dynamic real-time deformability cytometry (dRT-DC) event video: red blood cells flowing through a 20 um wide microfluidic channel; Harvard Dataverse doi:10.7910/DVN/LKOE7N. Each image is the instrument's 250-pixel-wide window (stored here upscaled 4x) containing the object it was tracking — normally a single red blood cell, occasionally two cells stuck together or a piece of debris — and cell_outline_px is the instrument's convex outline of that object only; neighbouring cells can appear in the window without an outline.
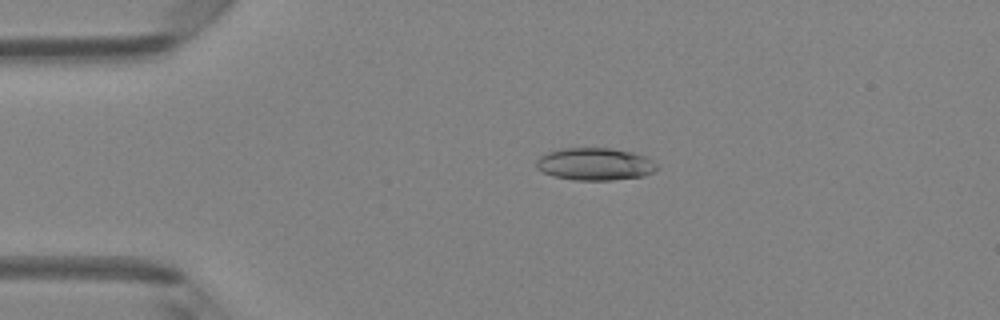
{"species": "Egyptian fruit bat (a non-hibernating species)", "species_latin": "Rousettus aegyptiacus", "temperature_condition": "room temperature", "stored_images_in_passage": 42, "camera_frame_rate_fps": 3000, "um_per_image_px": 0.085, "animal": {"sex": "female"}, "frame": {"image": 1, "passage_image": 4, "time_ms": 1.0, "image_size_px": [1000, 320], "cell_outline_px": [[660, 168], [656, 172], [644, 176], [612, 180], [576, 180], [552, 176], [536, 168], [536, 160], [540, 156], [548, 152], [564, 148], [612, 148], [632, 152], [648, 156]], "centroid_in_image_um": [50.62, 13.95], "position_along_channel_um": 34.4, "area_um2": 23.06}}
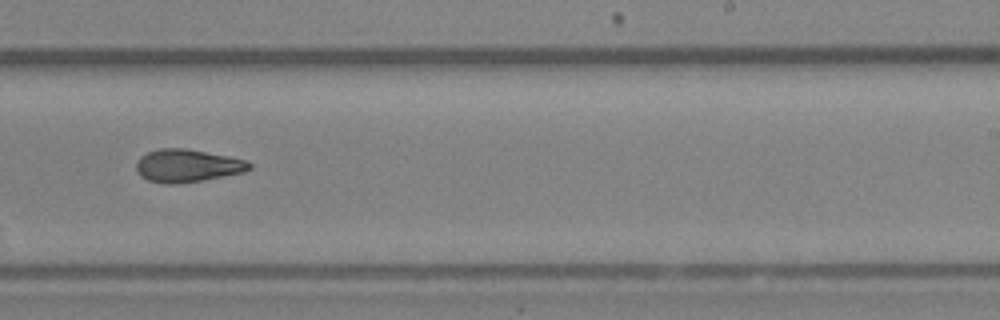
{"frame": {"image": 2, "passage_image": 24, "time_ms": 7.667, "image_size_px": [1000, 320], "cell_outline_px": [[252, 168], [244, 172], [204, 180], [180, 184], [164, 184], [148, 180], [140, 176], [136, 172], [136, 160], [140, 156], [148, 152], [160, 148], [184, 148], [228, 156], [248, 160], [252, 164]], "centroid_in_image_um": [15.91, 14.09], "position_along_channel_um": 273.1, "area_um2": 21.91}}
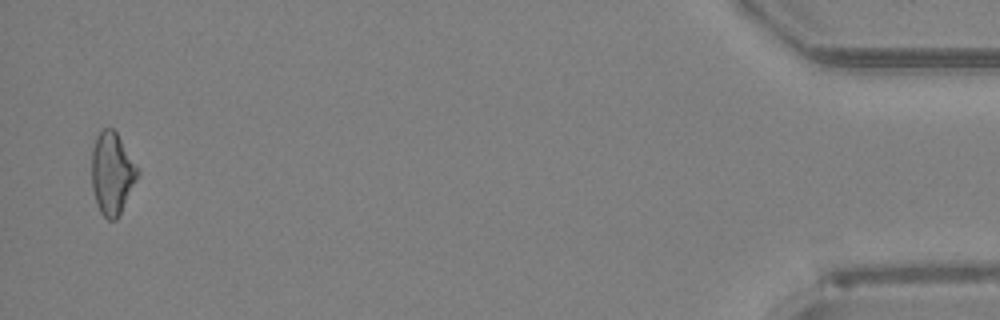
{"frame": {"image": 3, "passage_image": 41, "time_ms": 13.333, "image_size_px": [1000, 320], "cell_outline_px": [[140, 172], [116, 220], [108, 220], [100, 212], [96, 204], [92, 188], [92, 148], [96, 136], [104, 128], [112, 128], [116, 132], [140, 168]], "centroid_in_image_um": [9.52, 14.71], "position_along_channel_um": 425.7, "area_um2": 21.96}, "authors_computed_cell_mechanics": {"area_um2": 21.4727, "velocity_mm_per_s": 4.2197, "shape_relaxation_time_tau1_ms": 6.1671, "shape_relaxation_time_tau2_ms": 3.8087, "deformation_change_tau1": 0.1706, "deformation_change_tau2": 0.1093}}